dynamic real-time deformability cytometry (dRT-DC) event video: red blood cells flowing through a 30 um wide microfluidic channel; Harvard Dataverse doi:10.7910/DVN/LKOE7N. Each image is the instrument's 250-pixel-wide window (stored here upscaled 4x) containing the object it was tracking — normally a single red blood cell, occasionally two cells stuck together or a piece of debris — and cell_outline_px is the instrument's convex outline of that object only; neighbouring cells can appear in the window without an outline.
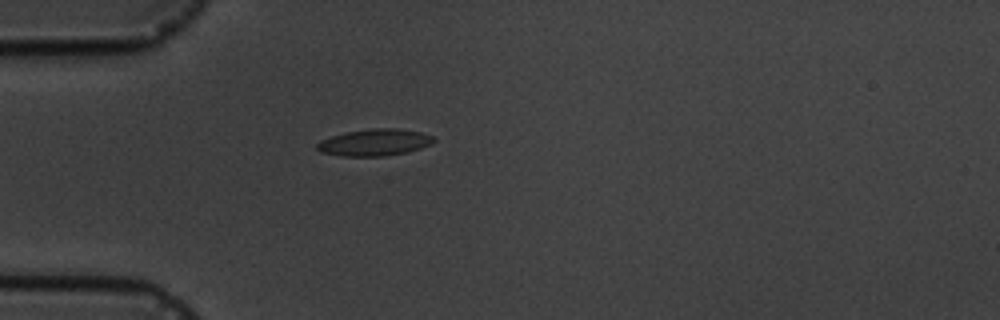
{"species": "common noctule bat (a hibernating species)", "species_latin": "Nyctalus noctula", "temperature_condition": "cold", "stored_images_in_passage": 2, "camera_frame_rate_fps": 3000, "um_per_image_px": 0.085, "animal": {"sex": "male", "body_mass_g": 19.5, "forearm_length_mm": 54.6}, "frame": {"image": 1, "passage_image": 1, "time_ms": 0.0, "image_size_px": [1000, 320], "cell_outline_px": [[436, 140], [432, 144], [408, 152], [384, 156], [340, 156], [320, 152], [316, 148], [316, 144], [320, 140], [344, 132], [372, 128], [396, 128], [420, 132], [432, 136]], "centroid_in_image_um": [31.82, 12.11], "position_along_channel_um": 53.2, "area_um2": 18.32}}